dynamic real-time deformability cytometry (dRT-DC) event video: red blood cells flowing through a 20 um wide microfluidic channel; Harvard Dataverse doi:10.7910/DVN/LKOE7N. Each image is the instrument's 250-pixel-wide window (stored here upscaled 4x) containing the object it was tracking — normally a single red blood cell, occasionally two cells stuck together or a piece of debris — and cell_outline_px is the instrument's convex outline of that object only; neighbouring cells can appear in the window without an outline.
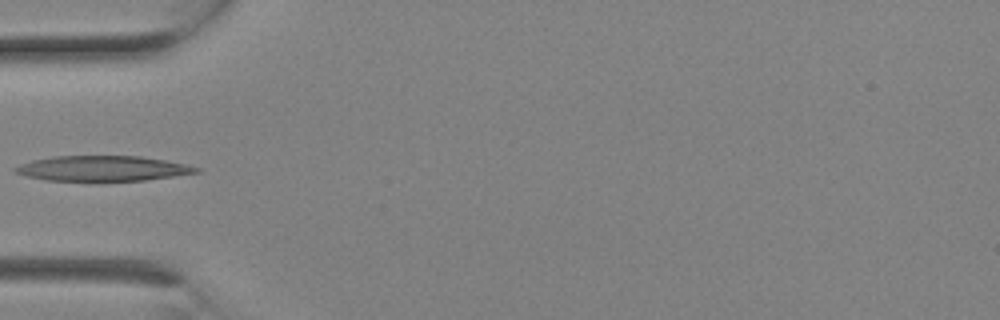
{"species": "Egyptian fruit bat (a non-hibernating species)", "species_latin": "Rousettus aegyptiacus", "temperature_condition": "room temperature", "stored_images_in_passage": 3, "camera_frame_rate_fps": 3000, "um_per_image_px": 0.085, "animal": {"sex": "female"}, "frame": {"image": 1, "passage_image": 3, "time_ms": 0.667, "image_size_px": [1000, 320], "cell_outline_px": [[200, 172], [144, 180], [96, 184], [92, 184], [44, 180], [28, 176], [16, 172], [12, 168], [20, 164], [32, 160], [52, 156], [140, 156], [164, 160], [184, 164], [200, 168]], "centroid_in_image_um": [8.65, 14.36], "position_along_channel_um": 76.3, "area_um2": 27.69}}